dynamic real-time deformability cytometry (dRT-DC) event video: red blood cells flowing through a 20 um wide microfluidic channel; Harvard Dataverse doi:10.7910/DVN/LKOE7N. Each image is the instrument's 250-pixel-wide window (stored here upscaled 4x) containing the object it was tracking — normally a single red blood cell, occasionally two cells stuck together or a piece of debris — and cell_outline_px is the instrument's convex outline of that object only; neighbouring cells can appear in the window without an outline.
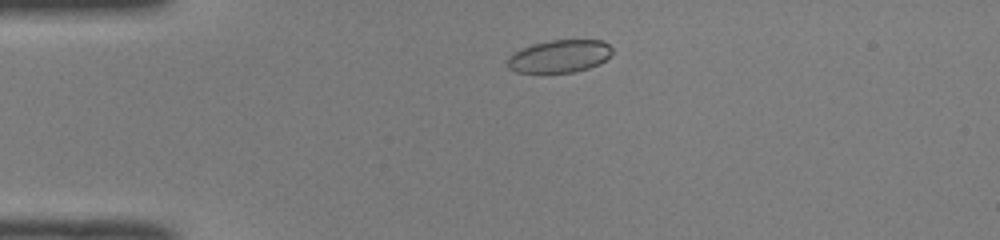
{"species": "common noctule bat (a hibernating species)", "species_latin": "Nyctalus noctula", "temperature_condition": "room temperature", "stored_images_in_passage": 40, "camera_frame_rate_fps": 3000, "um_per_image_px": 0.085, "animal": {"sex": "male", "body_mass_g": 19.0, "forearm_length_mm": 50.8}, "frame": {"image": 1, "passage_image": 1, "time_ms": 0.0, "image_size_px": [1000, 240], "cell_outline_px": [[612, 52], [600, 64], [576, 72], [516, 72], [508, 68], [508, 56], [532, 44], [552, 40], [600, 40], [608, 44], [612, 48]], "centroid_in_image_um": [47.57, 4.78], "position_along_channel_um": 37.4, "area_um2": 19.71}}
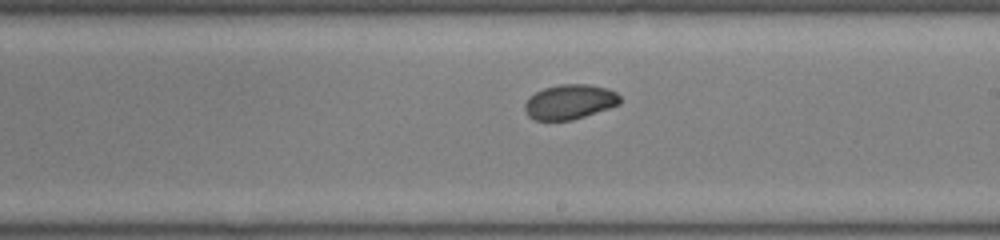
{"frame": {"image": 2, "passage_image": 19, "time_ms": 6.0, "image_size_px": [1000, 240], "cell_outline_px": [[620, 104], [572, 120], [536, 120], [528, 116], [524, 112], [524, 104], [528, 96], [544, 88], [560, 84], [588, 84], [608, 88], [616, 92], [620, 96]], "centroid_in_image_um": [48.4, 8.65], "position_along_channel_um": 240.6, "area_um2": 19.36}}
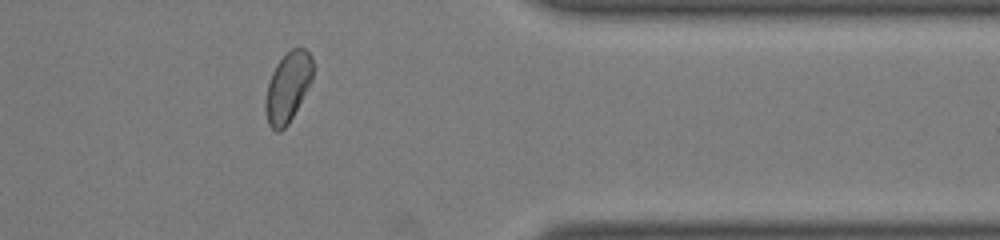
{"frame": {"image": 3, "passage_image": 31, "time_ms": 10.0, "image_size_px": [1000, 240], "cell_outline_px": [[312, 80], [288, 124], [280, 132], [276, 132], [268, 124], [264, 108], [264, 100], [268, 84], [272, 72], [276, 64], [292, 48], [304, 48], [312, 56]], "centroid_in_image_um": [24.44, 7.43], "position_along_channel_um": 387.0, "area_um2": 19.13}, "authors_computed_cell_mechanics": {"area_um2": 19.941, "velocity_mm_per_s": 4.002, "shape_relaxation_time_tau1_ms": 4.4029, "shape_relaxation_time_tau2_ms": 6.3097, "deformation_change_tau1": 0.0988, "deformation_change_tau2": 0.0663}}